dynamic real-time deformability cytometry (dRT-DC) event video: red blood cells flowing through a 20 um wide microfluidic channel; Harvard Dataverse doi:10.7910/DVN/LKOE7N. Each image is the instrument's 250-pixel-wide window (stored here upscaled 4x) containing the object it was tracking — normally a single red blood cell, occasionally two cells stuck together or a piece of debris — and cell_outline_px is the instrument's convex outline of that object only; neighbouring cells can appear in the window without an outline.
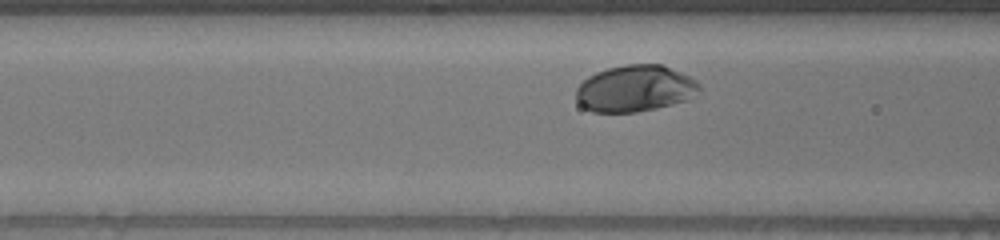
{"species": "human", "species_latin": "Homo sapiens", "temperature_condition": "warm", "stored_images_in_passage": 41, "camera_frame_rate_fps": 3000, "um_per_image_px": 0.085, "donor": {"sex": "male"}, "frame": {"image": 1, "passage_image": 18, "time_ms": 5.667, "image_size_px": [1000, 240], "cell_outline_px": [[700, 88], [688, 100], [656, 108], [636, 112], [592, 112], [584, 108], [576, 100], [576, 88], [588, 76], [596, 72], [608, 68], [628, 64], [664, 64], [696, 80], [700, 84]], "centroid_in_image_um": [53.96, 7.52], "position_along_channel_um": 112.6, "area_um2": 33.41}}
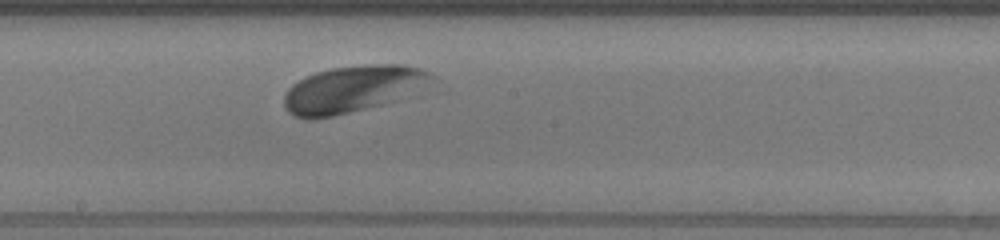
{"frame": {"image": 2, "passage_image": 27, "time_ms": 8.667, "image_size_px": [1000, 240], "cell_outline_px": [[436, 76], [432, 80], [392, 100], [380, 104], [332, 116], [312, 120], [304, 120], [288, 112], [284, 108], [284, 96], [288, 88], [292, 84], [316, 72], [332, 68], [372, 64], [400, 64], [420, 68]], "centroid_in_image_um": [29.86, 7.57], "position_along_channel_um": 218.3, "area_um2": 39.19}}
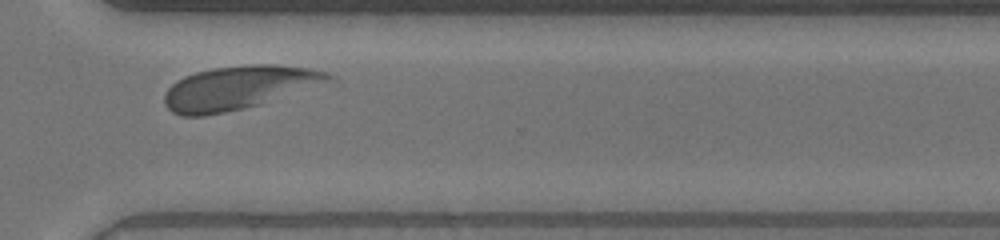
{"frame": {"image": 3, "passage_image": 38, "time_ms": 12.333, "image_size_px": [1000, 240], "cell_outline_px": [[336, 80], [260, 104], [244, 108], [204, 116], [180, 116], [172, 112], [164, 104], [164, 96], [168, 88], [176, 80], [184, 76], [196, 72], [212, 68], [248, 64], [276, 64], [308, 68], [328, 72], [336, 76]], "centroid_in_image_um": [20.3, 7.44], "position_along_channel_um": 350.3, "area_um2": 41.79}}